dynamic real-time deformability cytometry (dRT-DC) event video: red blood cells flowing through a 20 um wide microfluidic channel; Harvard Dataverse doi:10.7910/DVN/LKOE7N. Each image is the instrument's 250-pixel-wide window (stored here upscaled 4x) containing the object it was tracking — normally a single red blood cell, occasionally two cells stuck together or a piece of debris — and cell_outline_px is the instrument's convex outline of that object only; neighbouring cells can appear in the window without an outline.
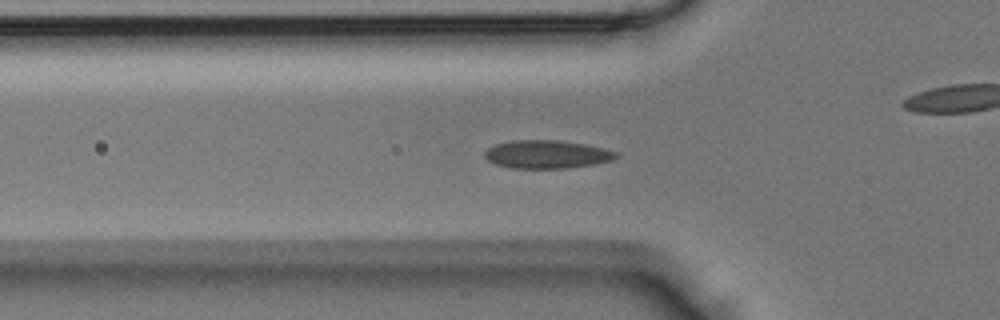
{"species": "Egyptian fruit bat (a non-hibernating species)", "species_latin": "Rousettus aegyptiacus", "temperature_condition": "room temperature", "stored_images_in_passage": 44, "camera_frame_rate_fps": 3000, "um_per_image_px": 0.085, "animal": {"sex": "male"}, "frame": {"image": 1, "passage_image": 14, "time_ms": 4.333, "image_size_px": [1000, 320], "cell_outline_px": [[620, 156], [612, 160], [592, 164], [564, 168], [512, 168], [496, 164], [488, 160], [484, 156], [484, 152], [488, 148], [496, 144], [512, 140], [556, 140], [584, 144], [604, 148], [616, 152]], "centroid_in_image_um": [46.47, 13.11], "position_along_channel_um": 79.3, "area_um2": 21.39}}
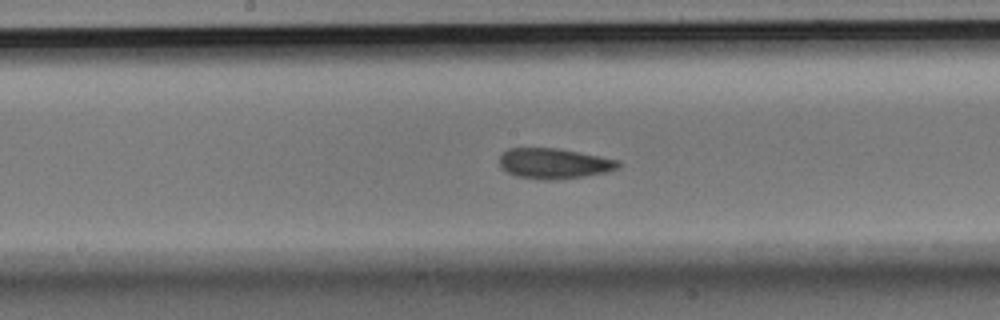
{"frame": {"image": 2, "passage_image": 22, "time_ms": 7.0, "image_size_px": [1000, 320], "cell_outline_px": [[620, 164], [616, 168], [608, 172], [584, 176], [548, 180], [544, 180], [516, 176], [500, 168], [500, 156], [508, 148], [560, 148], [620, 160]], "centroid_in_image_um": [47.09, 13.89], "position_along_channel_um": 201.1, "area_um2": 21.04}}
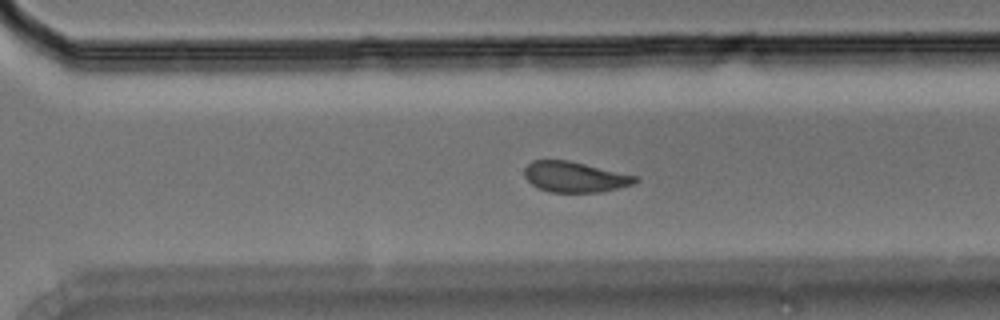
{"frame": {"image": 3, "passage_image": 30, "time_ms": 9.667, "image_size_px": [1000, 320], "cell_outline_px": [[640, 180], [632, 184], [620, 188], [600, 192], [548, 192], [532, 184], [524, 176], [524, 168], [532, 160], [568, 160], [636, 176]], "centroid_in_image_um": [48.84, 15.04], "position_along_channel_um": 321.8, "area_um2": 19.59}}